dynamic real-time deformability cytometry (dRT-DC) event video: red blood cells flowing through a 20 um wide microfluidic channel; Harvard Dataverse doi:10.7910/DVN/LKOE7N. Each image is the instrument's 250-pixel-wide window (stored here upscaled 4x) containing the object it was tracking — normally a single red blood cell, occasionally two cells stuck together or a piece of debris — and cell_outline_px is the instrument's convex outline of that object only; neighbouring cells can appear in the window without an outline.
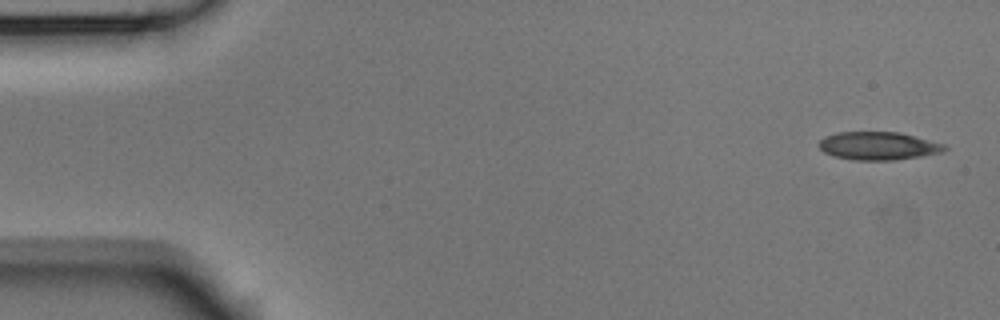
{"species": "Egyptian fruit bat (a non-hibernating species)", "species_latin": "Rousettus aegyptiacus", "temperature_condition": "room temperature", "stored_images_in_passage": 6, "camera_frame_rate_fps": 3000, "um_per_image_px": 0.085, "animal": {"sex": "male"}, "frame": {"image": 1, "passage_image": 1, "time_ms": 0.0, "image_size_px": [1000, 320], "cell_outline_px": [[948, 148], [940, 152], [920, 156], [896, 160], [852, 160], [832, 156], [824, 152], [820, 148], [820, 140], [824, 136], [836, 132], [900, 132], [944, 144]], "centroid_in_image_um": [74.62, 12.4], "position_along_channel_um": 10.4, "area_um2": 20.52}}
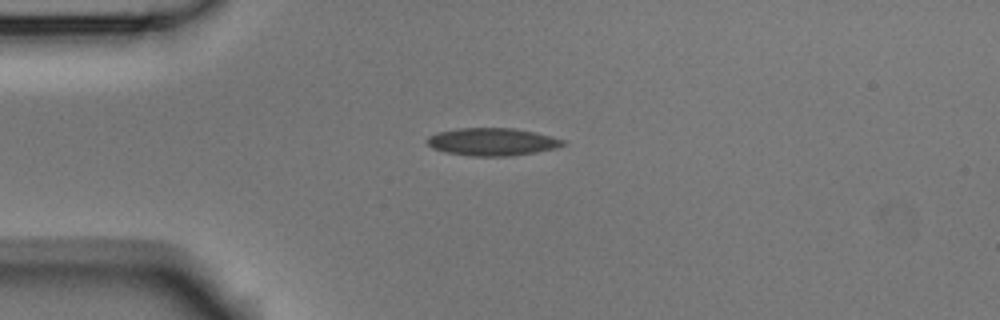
{"frame": {"image": 2, "passage_image": 4, "time_ms": 1.0, "image_size_px": [1000, 320], "cell_outline_px": [[568, 140], [564, 144], [556, 148], [536, 152], [512, 156], [472, 156], [444, 152], [432, 148], [424, 140], [428, 136], [436, 132], [456, 128], [512, 128], [536, 132]], "centroid_in_image_um": [41.83, 12.05], "position_along_channel_um": 43.2, "area_um2": 22.2}}
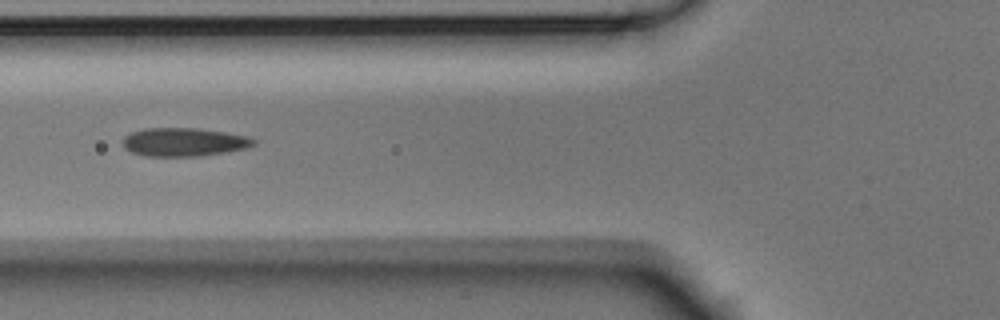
{"frame": {"image": 3, "passage_image": 6, "time_ms": 1.667, "image_size_px": [1000, 320], "cell_outline_px": [[256, 144], [244, 148], [224, 152], [200, 156], [144, 156], [132, 152], [124, 148], [124, 136], [132, 132], [144, 128], [196, 128], [252, 136], [256, 140]], "centroid_in_image_um": [15.65, 12.07], "position_along_channel_um": 110.1, "area_um2": 21.68}}